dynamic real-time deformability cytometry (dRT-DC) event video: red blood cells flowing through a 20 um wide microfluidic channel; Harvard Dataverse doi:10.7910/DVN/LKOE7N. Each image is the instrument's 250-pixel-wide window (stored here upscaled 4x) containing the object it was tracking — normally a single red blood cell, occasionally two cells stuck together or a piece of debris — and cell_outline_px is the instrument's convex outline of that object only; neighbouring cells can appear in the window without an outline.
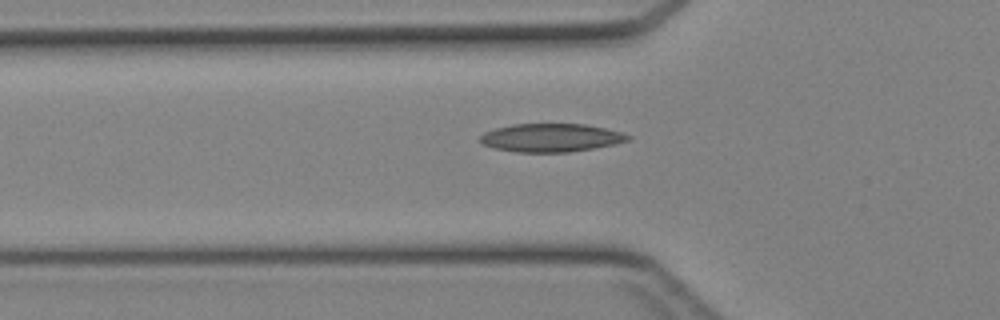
{"species": "Egyptian fruit bat (a non-hibernating species)", "species_latin": "Rousettus aegyptiacus", "temperature_condition": "cold", "stored_images_in_passage": 25, "camera_frame_rate_fps": 3000, "um_per_image_px": 0.085, "animal": {"sex": "female"}, "frame": {"image": 1, "passage_image": 4, "time_ms": 1.0, "image_size_px": [1000, 320], "cell_outline_px": [[632, 136], [628, 140], [612, 144], [592, 148], [568, 152], [516, 152], [492, 148], [484, 144], [480, 140], [480, 136], [484, 132], [496, 128], [512, 124], [584, 124], [604, 128], [620, 132]], "centroid_in_image_um": [46.79, 11.7], "position_along_channel_um": 79.0, "area_um2": 24.1}}
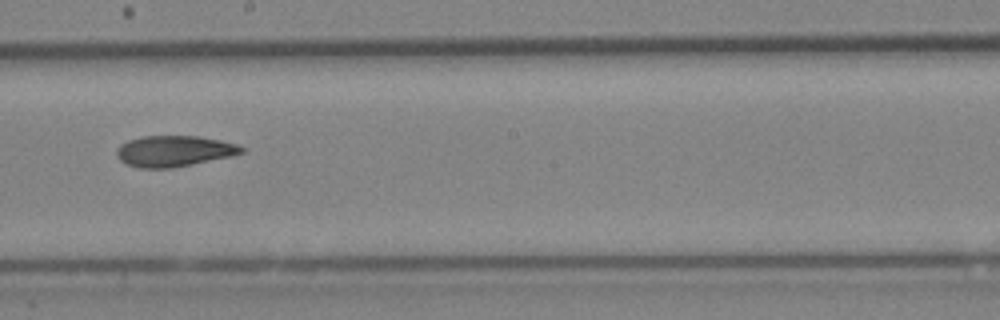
{"frame": {"image": 2, "passage_image": 14, "time_ms": 4.333, "image_size_px": [1000, 320], "cell_outline_px": [[244, 152], [228, 156], [192, 164], [172, 168], [140, 168], [128, 164], [120, 160], [116, 156], [116, 148], [120, 144], [128, 140], [140, 136], [200, 136], [220, 140], [236, 144], [244, 148]], "centroid_in_image_um": [14.74, 12.83], "position_along_channel_um": 233.5, "area_um2": 22.43}}
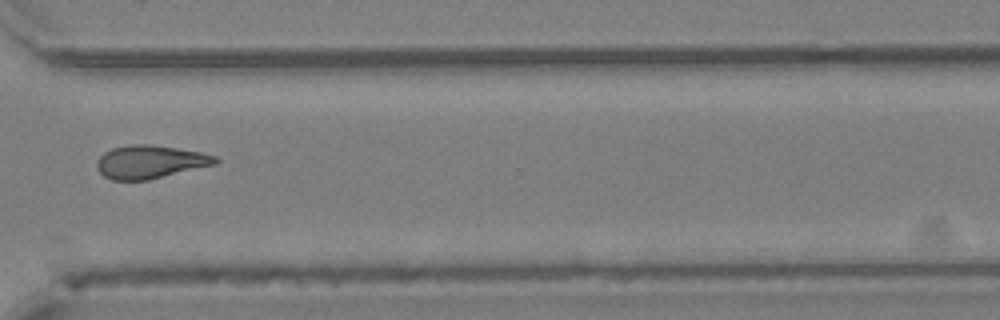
{"frame": {"image": 3, "passage_image": 22, "time_ms": 7.0, "image_size_px": [1000, 320], "cell_outline_px": [[220, 160], [216, 164], [148, 180], [112, 180], [104, 176], [100, 172], [96, 164], [100, 156], [104, 152], [112, 148], [132, 144], [148, 144], [176, 148], [200, 152], [216, 156]], "centroid_in_image_um": [12.76, 13.76], "position_along_channel_um": 357.8, "area_um2": 22.77}}